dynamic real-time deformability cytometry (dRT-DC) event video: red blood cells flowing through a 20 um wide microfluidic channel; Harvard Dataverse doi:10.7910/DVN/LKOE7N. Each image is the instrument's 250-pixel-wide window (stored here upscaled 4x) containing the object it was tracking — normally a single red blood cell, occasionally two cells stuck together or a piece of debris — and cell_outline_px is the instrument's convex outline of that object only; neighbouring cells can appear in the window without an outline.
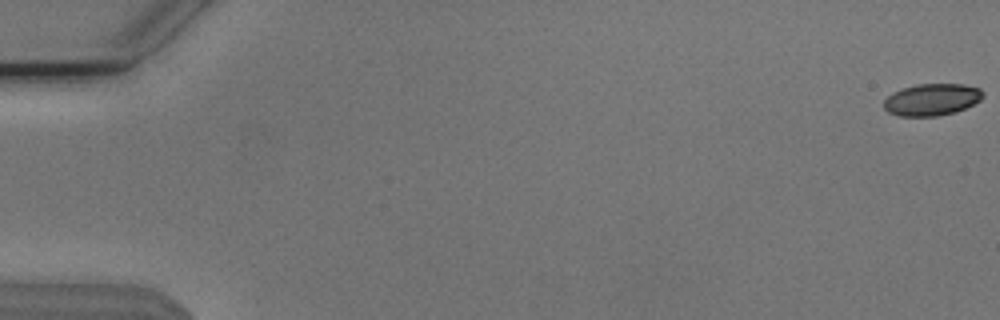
{"species": "Egyptian fruit bat (a non-hibernating species)", "species_latin": "Rousettus aegyptiacus", "temperature_condition": "cold", "stored_images_in_passage": 52, "camera_frame_rate_fps": 3000, "um_per_image_px": 0.085, "animal": {"sex": "male"}, "frame": {"image": 1, "passage_image": 1, "time_ms": 0.0, "image_size_px": [1000, 320], "cell_outline_px": [[984, 96], [980, 100], [956, 112], [936, 116], [900, 116], [888, 112], [884, 108], [884, 100], [892, 92], [900, 88], [916, 84], [964, 84], [980, 88], [984, 92]], "centroid_in_image_um": [79.2, 8.45], "position_along_channel_um": 5.8, "area_um2": 18.55}}
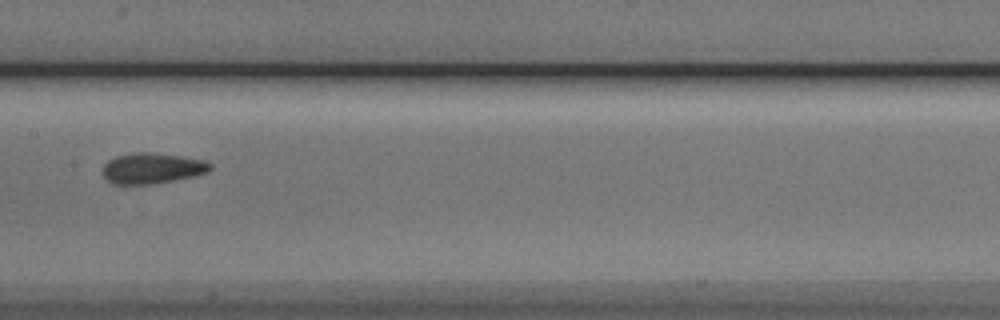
{"frame": {"image": 2, "passage_image": 26, "time_ms": 8.333, "image_size_px": [1000, 320], "cell_outline_px": [[212, 168], [208, 172], [196, 176], [152, 184], [112, 184], [104, 176], [104, 164], [108, 160], [116, 156], [132, 152], [148, 152], [180, 156], [204, 160], [212, 164]], "centroid_in_image_um": [12.95, 14.3], "position_along_channel_um": 194.5, "area_um2": 19.25}}
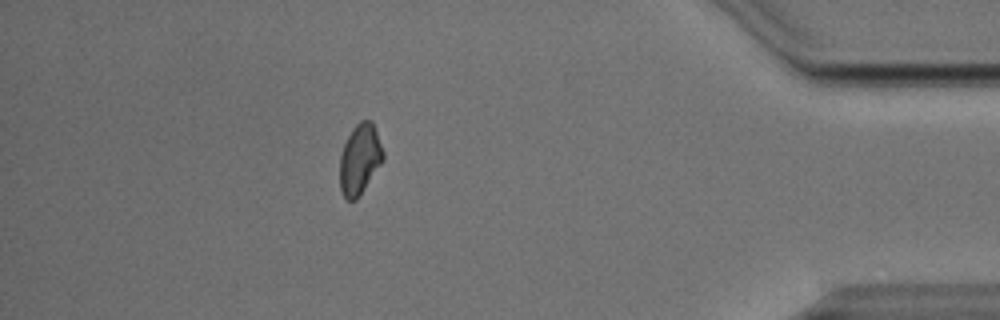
{"frame": {"image": 3, "passage_image": 46, "time_ms": 15.0, "image_size_px": [1000, 320], "cell_outline_px": [[384, 160], [356, 200], [348, 200], [344, 196], [340, 188], [340, 156], [344, 144], [352, 128], [360, 120], [372, 120], [384, 152]], "centroid_in_image_um": [30.59, 13.51], "position_along_channel_um": 404.6, "area_um2": 17.69}, "authors_computed_cell_mechanics": {"area_um2": 18.7561, "velocity_mm_per_s": 3.8015, "shape_relaxation_time_tau1_ms": 7.2618, "shape_relaxation_time_tau2_ms": 2.9361, "deformation_change_tau1": 0.1292, "deformation_change_tau2": 0.0594}}